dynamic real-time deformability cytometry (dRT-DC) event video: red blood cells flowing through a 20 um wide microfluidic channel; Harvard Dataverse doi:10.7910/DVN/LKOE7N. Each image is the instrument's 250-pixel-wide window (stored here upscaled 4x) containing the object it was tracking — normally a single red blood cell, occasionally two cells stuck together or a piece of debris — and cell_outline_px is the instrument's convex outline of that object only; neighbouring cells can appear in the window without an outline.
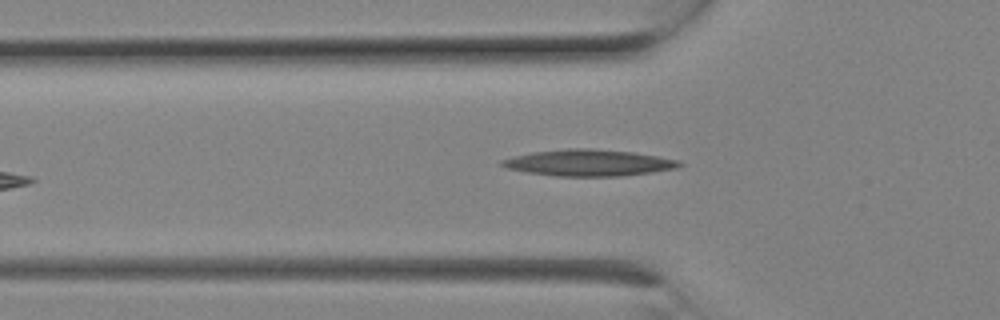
{"species": "Egyptian fruit bat (a non-hibernating species)", "species_latin": "Rousettus aegyptiacus", "temperature_condition": "room temperature", "stored_images_in_passage": 6, "camera_frame_rate_fps": 3000, "um_per_image_px": 0.085, "animal": {"sex": "female"}, "frame": {"image": 1, "passage_image": 6, "time_ms": 1.667, "image_size_px": [1000, 320], "cell_outline_px": [[684, 164], [676, 168], [652, 172], [620, 176], [556, 176], [528, 172], [508, 168], [500, 164], [500, 160], [532, 152], [568, 148], [592, 148], [632, 152], [680, 160]], "centroid_in_image_um": [50.06, 13.83], "position_along_channel_um": 75.7, "area_um2": 27.17}}